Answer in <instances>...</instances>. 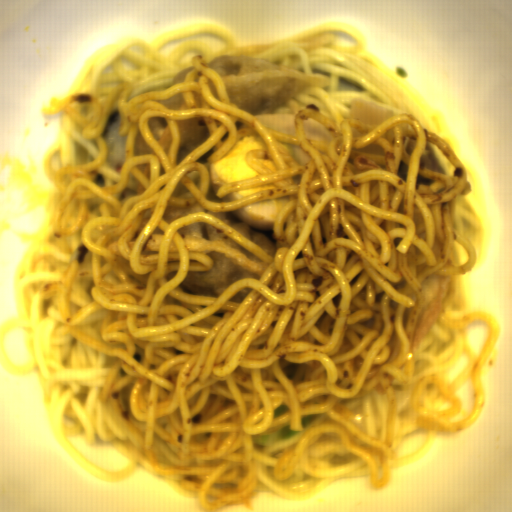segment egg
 Segmentation results:
<instances>
[{"label": "egg", "instance_id": "egg-1", "mask_svg": "<svg viewBox=\"0 0 512 512\" xmlns=\"http://www.w3.org/2000/svg\"><path fill=\"white\" fill-rule=\"evenodd\" d=\"M265 147L259 133H247L237 139L210 169L208 179L212 190L217 191L234 180L255 177L257 172L247 162V154L249 150Z\"/></svg>", "mask_w": 512, "mask_h": 512}, {"label": "egg", "instance_id": "egg-2", "mask_svg": "<svg viewBox=\"0 0 512 512\" xmlns=\"http://www.w3.org/2000/svg\"><path fill=\"white\" fill-rule=\"evenodd\" d=\"M287 201L286 196L266 199L236 210L232 216L257 230L269 229L273 227Z\"/></svg>", "mask_w": 512, "mask_h": 512}, {"label": "egg", "instance_id": "egg-4", "mask_svg": "<svg viewBox=\"0 0 512 512\" xmlns=\"http://www.w3.org/2000/svg\"><path fill=\"white\" fill-rule=\"evenodd\" d=\"M305 135L314 142L326 145L330 142L332 134L329 129L315 119L304 120Z\"/></svg>", "mask_w": 512, "mask_h": 512}, {"label": "egg", "instance_id": "egg-5", "mask_svg": "<svg viewBox=\"0 0 512 512\" xmlns=\"http://www.w3.org/2000/svg\"><path fill=\"white\" fill-rule=\"evenodd\" d=\"M286 148L293 160L298 166L309 162V153L304 150L300 145L287 144Z\"/></svg>", "mask_w": 512, "mask_h": 512}, {"label": "egg", "instance_id": "egg-3", "mask_svg": "<svg viewBox=\"0 0 512 512\" xmlns=\"http://www.w3.org/2000/svg\"><path fill=\"white\" fill-rule=\"evenodd\" d=\"M298 113H286V114H263L254 117L264 125L280 130L287 134H292L297 130L295 125L296 115Z\"/></svg>", "mask_w": 512, "mask_h": 512}]
</instances>
